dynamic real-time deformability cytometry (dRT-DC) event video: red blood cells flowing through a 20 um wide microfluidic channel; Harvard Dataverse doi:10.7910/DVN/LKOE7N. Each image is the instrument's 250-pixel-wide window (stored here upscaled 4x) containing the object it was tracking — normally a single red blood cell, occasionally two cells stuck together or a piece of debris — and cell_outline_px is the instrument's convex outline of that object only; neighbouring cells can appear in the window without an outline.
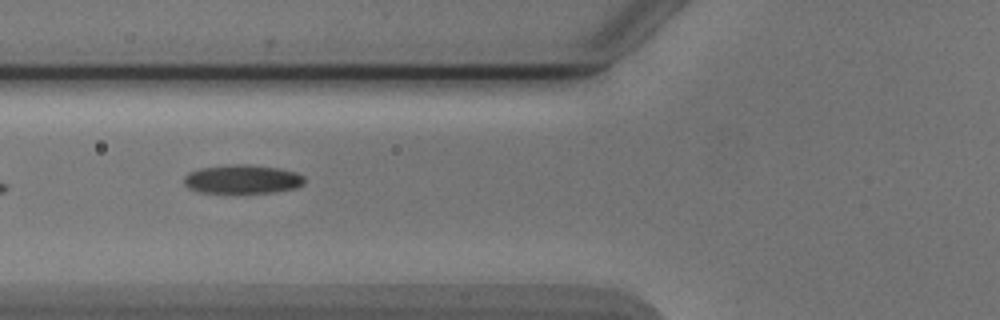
{"species": "Egyptian fruit bat (a non-hibernating species)", "species_latin": "Rousettus aegyptiacus", "temperature_condition": "cold", "stored_images_in_passage": 7, "camera_frame_rate_fps": 3000, "um_per_image_px": 0.085, "animal": {"sex": "male"}, "frame": {"image": 1, "passage_image": 5, "time_ms": 5.333, "image_size_px": [1000, 320], "cell_outline_px": [[304, 184], [296, 188], [276, 192], [196, 192], [188, 188], [184, 184], [184, 176], [188, 172], [200, 168], [236, 164], [248, 164], [276, 168], [296, 172], [304, 176]], "centroid_in_image_um": [20.59, 15.23], "position_along_channel_um": 105.2, "area_um2": 20.17}}
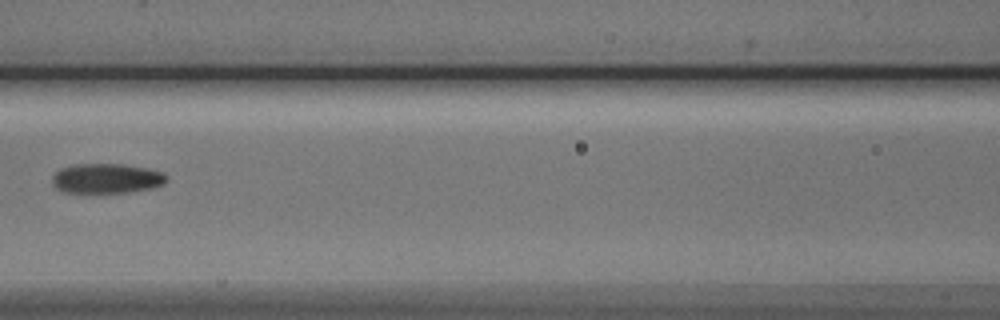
{"frame": {"image": 2, "passage_image": 6, "time_ms": 6.667, "image_size_px": [1000, 320], "cell_outline_px": [[168, 180], [164, 184], [152, 188], [128, 192], [64, 192], [56, 188], [52, 184], [52, 176], [60, 168], [72, 164], [120, 164], [144, 168], [164, 172], [168, 176]], "centroid_in_image_um": [9.06, 15.16], "position_along_channel_um": 157.5, "area_um2": 19.88}}
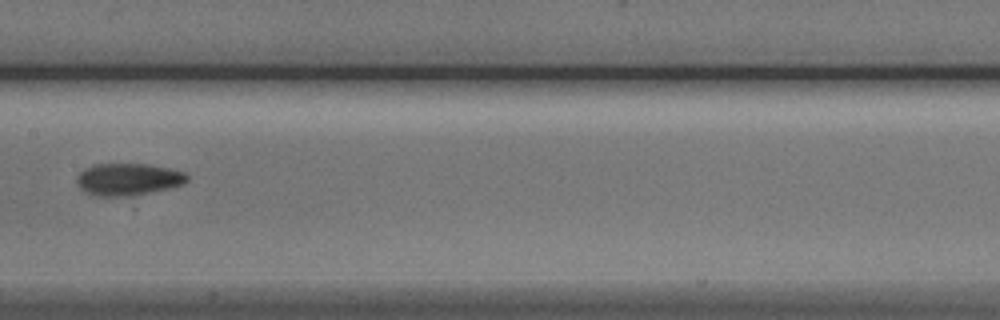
{"frame": {"image": 3, "passage_image": 7, "time_ms": 7.667, "image_size_px": [1000, 320], "cell_outline_px": [[188, 180], [184, 184], [168, 188], [128, 196], [92, 196], [84, 192], [76, 184], [76, 176], [84, 168], [92, 164], [144, 164], [168, 168], [184, 172], [188, 176]], "centroid_in_image_um": [10.82, 15.24], "position_along_channel_um": 196.6, "area_um2": 20.69}}